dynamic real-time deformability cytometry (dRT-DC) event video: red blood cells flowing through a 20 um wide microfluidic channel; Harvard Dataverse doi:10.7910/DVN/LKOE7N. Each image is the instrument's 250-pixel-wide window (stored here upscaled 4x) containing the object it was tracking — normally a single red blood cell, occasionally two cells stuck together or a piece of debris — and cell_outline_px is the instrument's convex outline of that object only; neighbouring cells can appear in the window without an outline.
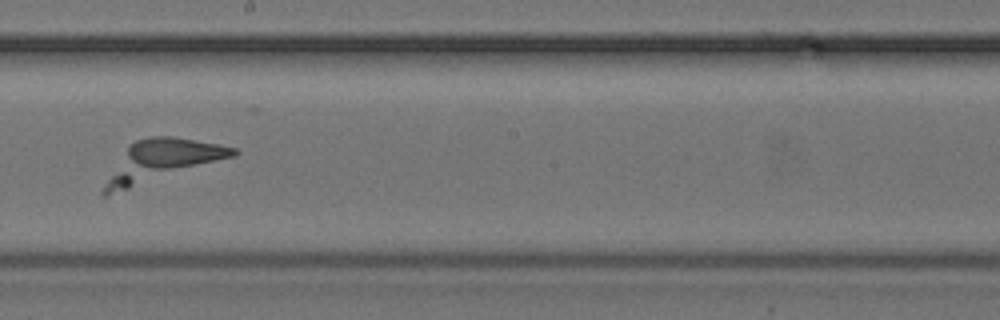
{"species": "common noctule bat (a hibernating species)", "species_latin": "Nyctalus noctula", "temperature_condition": "cold", "stored_images_in_passage": 46, "camera_frame_rate_fps": 3000, "um_per_image_px": 0.085, "animal": {"sex": "female", "body_mass_g": 24.6, "forearm_length_mm": 56.2}, "frame": {"image": 1, "passage_image": 23, "time_ms": 7.333, "image_size_px": [1000, 320], "cell_outline_px": [[240, 152], [236, 156], [104, 196], [100, 196], [100, 192], [128, 148], [136, 140], [152, 136], [172, 136], [216, 144], [236, 148]], "centroid_in_image_um": [13.82, 13.66], "position_along_channel_um": 234.4, "area_um2": 29.71}}
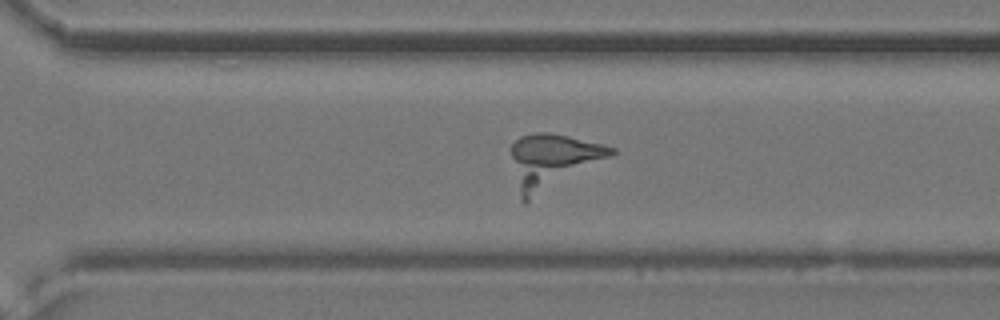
{"frame": {"image": 2, "passage_image": 30, "time_ms": 9.667, "image_size_px": [1000, 320], "cell_outline_px": [[616, 152], [528, 204], [524, 204], [520, 200], [512, 156], [512, 144], [520, 136], [536, 132], [548, 132], [600, 144], [616, 148]], "centroid_in_image_um": [46.91, 13.74], "position_along_channel_um": 323.7, "area_um2": 31.44}}
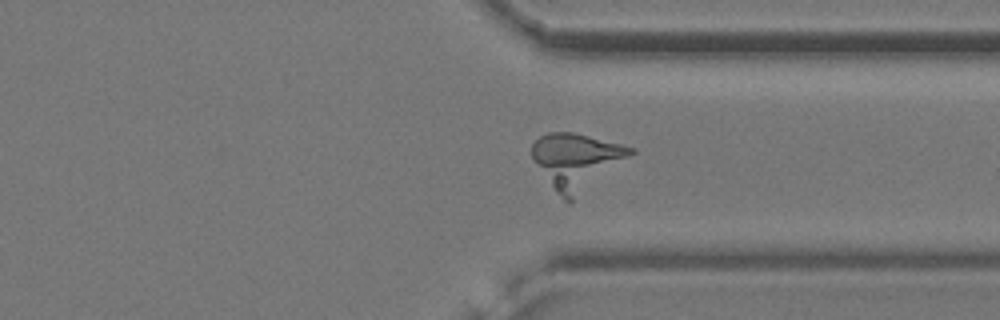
{"frame": {"image": 3, "passage_image": 33, "time_ms": 10.667, "image_size_px": [1000, 320], "cell_outline_px": [[636, 152], [572, 204], [568, 204], [564, 200], [552, 184], [532, 156], [532, 144], [540, 136], [548, 132], [572, 132], [636, 148]], "centroid_in_image_um": [49.07, 13.71], "position_along_channel_um": 362.3, "area_um2": 31.79}}